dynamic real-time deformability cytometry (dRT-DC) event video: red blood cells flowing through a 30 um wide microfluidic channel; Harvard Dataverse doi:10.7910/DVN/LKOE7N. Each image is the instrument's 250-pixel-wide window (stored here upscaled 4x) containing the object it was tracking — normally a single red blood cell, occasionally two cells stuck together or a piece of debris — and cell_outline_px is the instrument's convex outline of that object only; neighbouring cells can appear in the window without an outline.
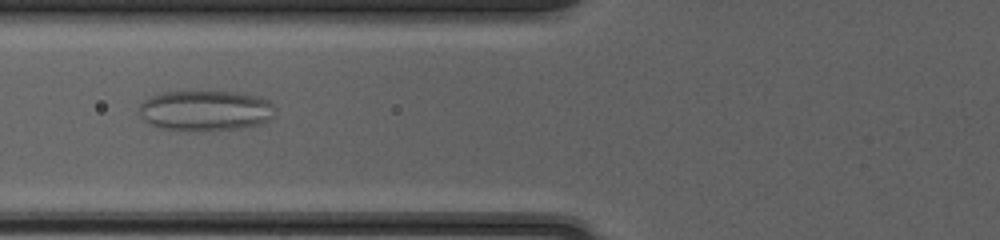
{"species": "common noctule bat (a hibernating species)", "species_latin": "Nyctalus noctula", "temperature_condition": "cold", "stored_images_in_passage": 53, "camera_frame_rate_fps": 3000, "um_per_image_px": 0.085, "animal": {"sex": "female", "body_mass_g": 20.0, "forearm_length_mm": 54.0}, "frame": {"image": 1, "passage_image": 23, "time_ms": 7.333, "image_size_px": [1000, 240], "cell_outline_px": [[272, 116], [268, 120], [260, 124], [240, 128], [204, 132], [188, 132], [160, 128], [148, 124], [140, 116], [140, 104], [144, 100], [152, 96], [164, 92], [236, 92], [260, 96], [268, 100], [272, 104]], "centroid_in_image_um": [17.43, 9.43], "position_along_channel_um": 108.4, "area_um2": 32.37}}
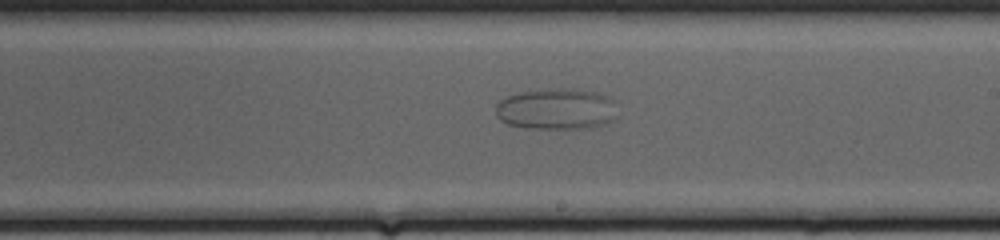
{"frame": {"image": 2, "passage_image": 33, "time_ms": 10.667, "image_size_px": [1000, 240], "cell_outline_px": [[620, 116], [604, 124], [592, 128], [532, 128], [508, 124], [500, 120], [496, 116], [496, 104], [500, 100], [508, 96], [520, 92], [556, 88], [564, 88], [596, 92], [608, 96], [612, 100]], "centroid_in_image_um": [47.33, 9.27], "position_along_channel_um": 241.7, "area_um2": 29.3}}
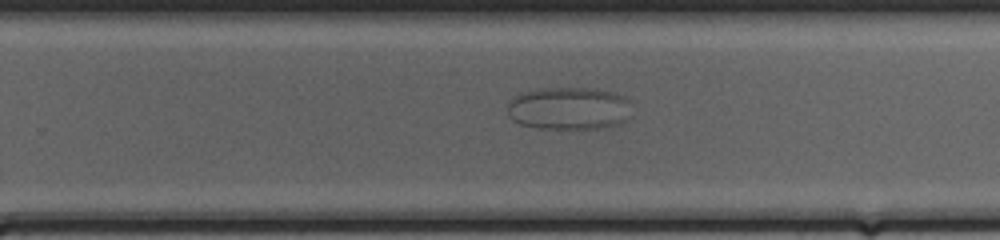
{"frame": {"image": 3, "passage_image": 36, "time_ms": 11.667, "image_size_px": [1000, 240], "cell_outline_px": [[628, 120], [620, 124], [604, 128], [536, 128], [520, 124], [512, 120], [508, 116], [508, 104], [512, 96], [524, 92], [540, 88], [596, 88], [616, 92], [624, 96], [628, 100]], "centroid_in_image_um": [48.34, 9.2], "position_along_channel_um": 281.5, "area_um2": 31.21}}